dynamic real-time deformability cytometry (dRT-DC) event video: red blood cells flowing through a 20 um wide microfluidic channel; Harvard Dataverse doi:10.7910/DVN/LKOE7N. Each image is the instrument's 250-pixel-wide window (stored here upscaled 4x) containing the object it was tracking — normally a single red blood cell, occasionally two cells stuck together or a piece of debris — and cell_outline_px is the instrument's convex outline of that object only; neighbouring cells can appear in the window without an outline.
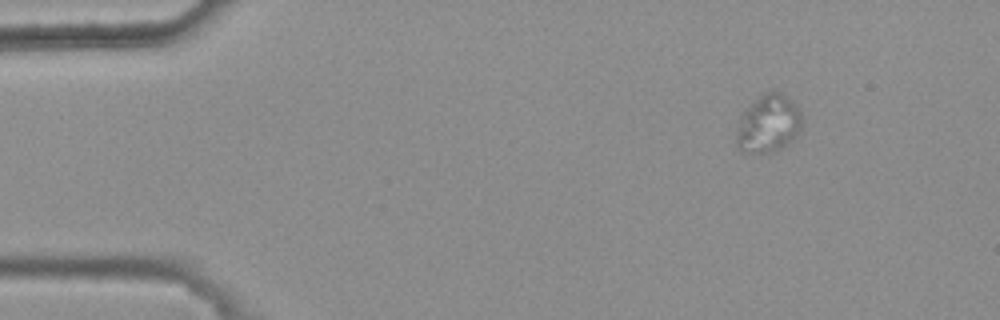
{"species": "common noctule bat (a hibernating species)", "species_latin": "Nyctalus noctula", "temperature_condition": "warm", "stored_images_in_passage": 43, "camera_frame_rate_fps": 3000, "um_per_image_px": 0.085, "animal": {"sex": "female", "body_mass_g": 25.1}, "frame": {"image": 1, "passage_image": 1, "time_ms": 0.0, "image_size_px": [1000, 320], "cell_outline_px": [[804, 120], [796, 136], [784, 148], [776, 152], [740, 152], [736, 148], [736, 132], [740, 116], [764, 92], [772, 88], [780, 92], [804, 116]], "centroid_in_image_um": [65.3, 10.55], "position_along_channel_um": 19.7, "area_um2": 22.2}}
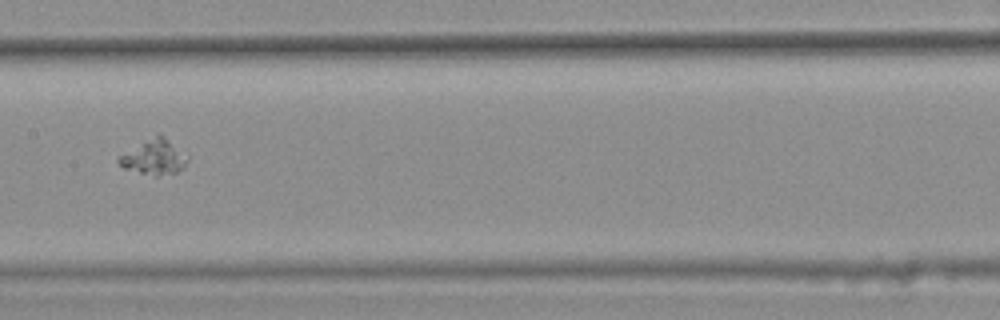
{"frame": {"image": 2, "passage_image": 22, "time_ms": 7.0, "image_size_px": [1000, 320], "cell_outline_px": [[188, 160], [184, 168], [176, 172], [156, 176], [124, 168], [116, 160], [120, 156], [160, 132], [188, 156]], "centroid_in_image_um": [13.15, 13.35], "position_along_channel_um": 194.2, "area_um2": 13.64}}
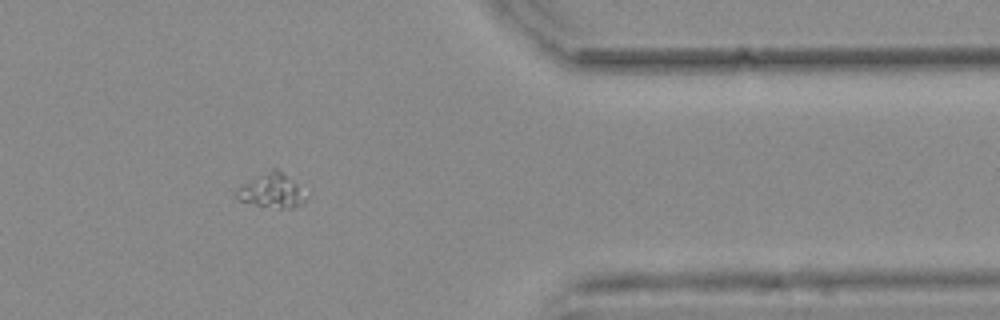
{"frame": {"image": 3, "passage_image": 39, "time_ms": 12.667, "image_size_px": [1000, 320], "cell_outline_px": [[308, 196], [300, 204], [292, 208], [280, 208], [256, 204], [240, 200], [236, 196], [236, 188], [272, 168], [276, 168], [296, 184]], "centroid_in_image_um": [23.09, 16.21], "position_along_channel_um": 388.3, "area_um2": 13.24}}